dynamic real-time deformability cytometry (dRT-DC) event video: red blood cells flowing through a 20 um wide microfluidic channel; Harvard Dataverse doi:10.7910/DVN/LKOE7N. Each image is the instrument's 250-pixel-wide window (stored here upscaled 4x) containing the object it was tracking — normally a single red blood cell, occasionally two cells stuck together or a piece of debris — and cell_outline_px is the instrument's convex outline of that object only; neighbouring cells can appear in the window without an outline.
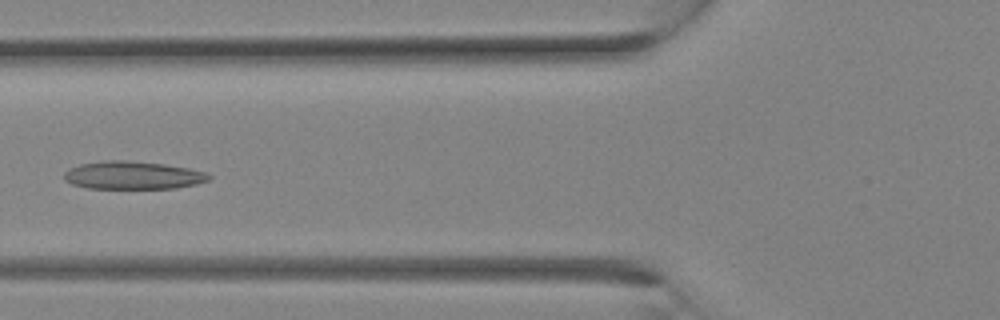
{"species": "Egyptian fruit bat (a non-hibernating species)", "species_latin": "Rousettus aegyptiacus", "temperature_condition": "room temperature", "stored_images_in_passage": 30, "camera_frame_rate_fps": 3000, "um_per_image_px": 0.085, "animal": {"sex": "female"}, "frame": {"image": 1, "passage_image": 11, "time_ms": 3.333, "image_size_px": [1000, 320], "cell_outline_px": [[212, 176], [208, 180], [196, 184], [176, 188], [88, 188], [72, 184], [64, 180], [64, 172], [68, 168], [80, 164], [100, 160], [124, 160], [164, 164], [188, 168], [204, 172]], "centroid_in_image_um": [11.25, 14.89], "position_along_channel_um": 114.6, "area_um2": 23.58}}
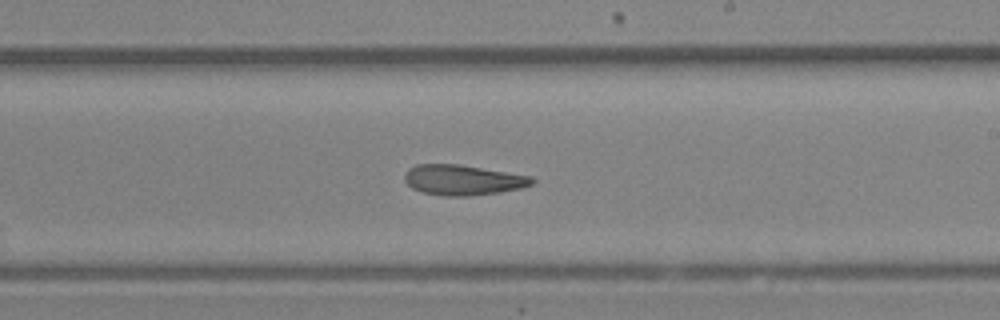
{"frame": {"image": 2, "passage_image": 17, "time_ms": 5.333, "image_size_px": [1000, 320], "cell_outline_px": [[536, 180], [532, 184], [520, 188], [500, 192], [468, 196], [444, 196], [424, 192], [412, 188], [404, 180], [404, 172], [408, 168], [416, 164], [460, 164], [532, 176]], "centroid_in_image_um": [39.33, 15.29], "position_along_channel_um": 249.7, "area_um2": 22.6}}
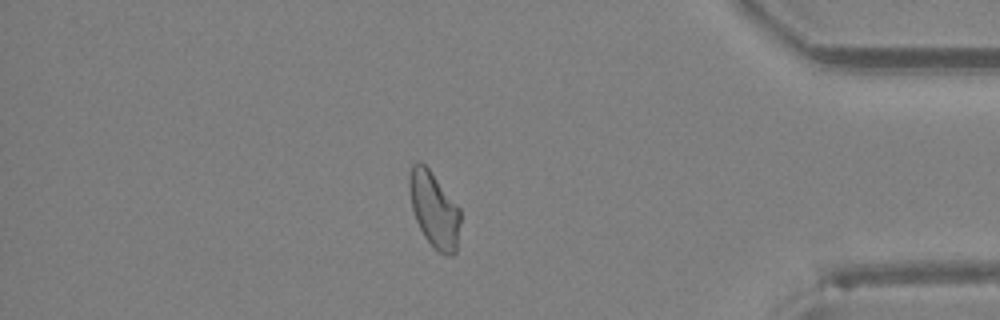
{"frame": {"image": 3, "passage_image": 25, "time_ms": 8.0, "image_size_px": [1000, 320], "cell_outline_px": [[460, 220], [456, 252], [452, 256], [448, 256], [440, 252], [424, 236], [416, 220], [412, 208], [408, 184], [408, 176], [412, 164], [416, 160], [424, 164], [428, 168], [460, 208]], "centroid_in_image_um": [36.89, 17.79], "position_along_channel_um": 398.3, "area_um2": 22.25}}